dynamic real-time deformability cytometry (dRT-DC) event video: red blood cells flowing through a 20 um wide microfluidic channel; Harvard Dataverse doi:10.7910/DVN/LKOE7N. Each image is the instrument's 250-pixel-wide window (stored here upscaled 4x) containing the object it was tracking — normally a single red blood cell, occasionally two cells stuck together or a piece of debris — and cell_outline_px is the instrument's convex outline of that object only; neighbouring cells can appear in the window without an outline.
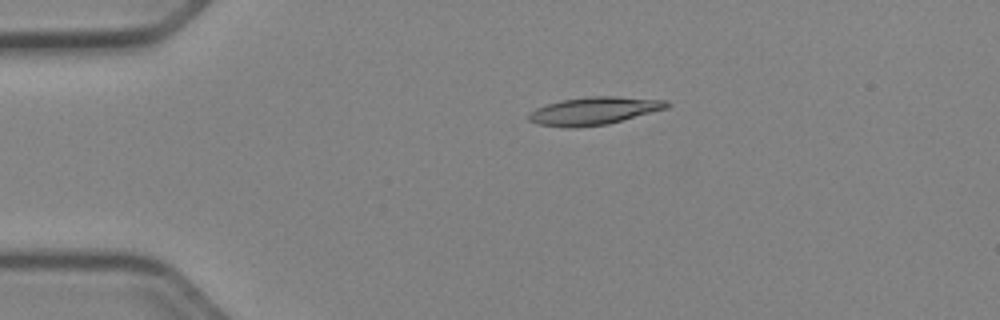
{"species": "Egyptian fruit bat (a non-hibernating species)", "species_latin": "Rousettus aegyptiacus", "temperature_condition": "cold", "stored_images_in_passage": 44, "camera_frame_rate_fps": 3000, "um_per_image_px": 0.085, "animal": {"sex": "female"}, "frame": {"image": 1, "passage_image": 4, "time_ms": 1.0, "image_size_px": [1000, 320], "cell_outline_px": [[672, 104], [668, 108], [608, 124], [576, 128], [564, 128], [540, 124], [528, 120], [528, 116], [536, 108], [560, 100], [592, 96], [612, 96], [668, 100]], "centroid_in_image_um": [50.53, 9.43], "position_along_channel_um": 34.5, "area_um2": 22.37}}
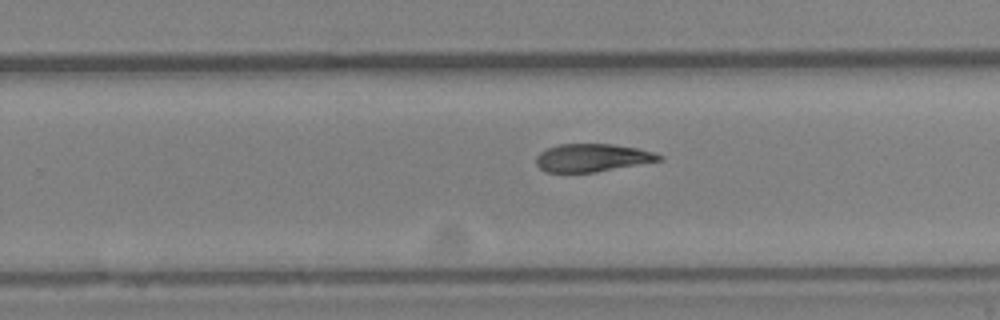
{"frame": {"image": 2, "passage_image": 26, "time_ms": 8.333, "image_size_px": [1000, 320], "cell_outline_px": [[664, 156], [660, 160], [596, 172], [548, 172], [540, 168], [536, 164], [536, 156], [540, 152], [548, 148], [560, 144], [612, 144], [636, 148], [652, 152]], "centroid_in_image_um": [50.31, 13.41], "position_along_channel_um": 279.5, "area_um2": 19.71}}
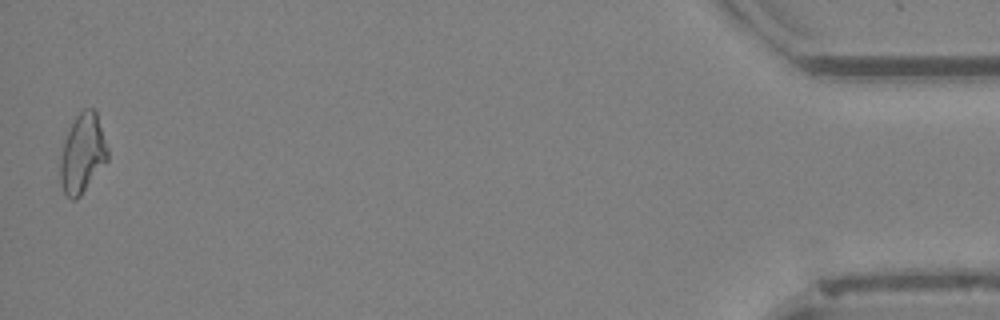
{"frame": {"image": 3, "passage_image": 44, "time_ms": 14.333, "image_size_px": [1000, 320], "cell_outline_px": [[108, 160], [80, 196], [76, 200], [72, 200], [64, 192], [60, 184], [60, 160], [64, 140], [76, 116], [84, 108], [92, 108], [96, 112], [108, 148]], "centroid_in_image_um": [7.01, 13.07], "position_along_channel_um": 428.2, "area_um2": 21.68}, "authors_computed_cell_mechanics": {"area_um2": 21.097, "velocity_mm_per_s": 3.9544, "shape_relaxation_time_tau1_ms": 10.7096, "shape_relaxation_time_tau2_ms": 5.0246, "deformation_change_tau1": 0.2462, "deformation_change_tau2": 0.127}}